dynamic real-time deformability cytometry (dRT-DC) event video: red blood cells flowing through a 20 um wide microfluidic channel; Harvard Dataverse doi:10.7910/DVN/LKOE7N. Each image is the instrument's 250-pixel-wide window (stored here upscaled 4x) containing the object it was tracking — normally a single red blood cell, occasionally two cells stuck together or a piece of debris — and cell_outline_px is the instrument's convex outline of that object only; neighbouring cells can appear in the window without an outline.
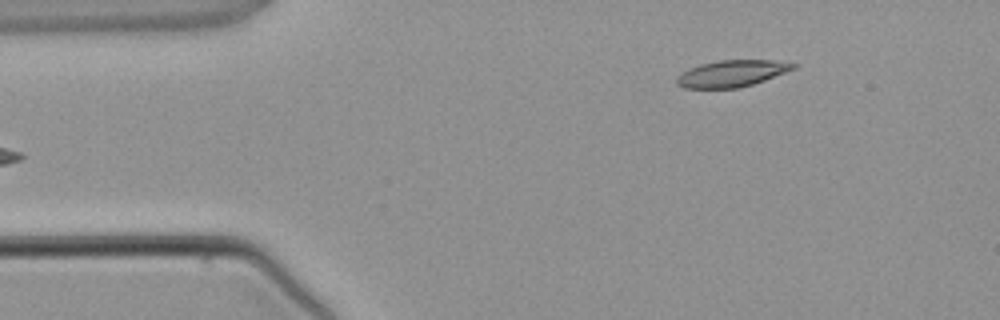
{"species": "common noctule bat (a hibernating species)", "species_latin": "Nyctalus noctula", "temperature_condition": "warm", "stored_images_in_passage": 3, "camera_frame_rate_fps": 3000, "um_per_image_px": 0.085, "animal": {"sex": "male", "body_mass_g": 21.5, "forearm_length_mm": 52.0}, "frame": {"image": 1, "passage_image": 3, "time_ms": 2.667, "image_size_px": [1000, 320], "cell_outline_px": [[796, 68], [764, 80], [752, 84], [736, 88], [684, 88], [676, 84], [676, 76], [688, 68], [700, 64], [720, 60], [776, 60], [796, 64]], "centroid_in_image_um": [62.16, 6.24], "position_along_channel_um": 22.8, "area_um2": 18.03}}